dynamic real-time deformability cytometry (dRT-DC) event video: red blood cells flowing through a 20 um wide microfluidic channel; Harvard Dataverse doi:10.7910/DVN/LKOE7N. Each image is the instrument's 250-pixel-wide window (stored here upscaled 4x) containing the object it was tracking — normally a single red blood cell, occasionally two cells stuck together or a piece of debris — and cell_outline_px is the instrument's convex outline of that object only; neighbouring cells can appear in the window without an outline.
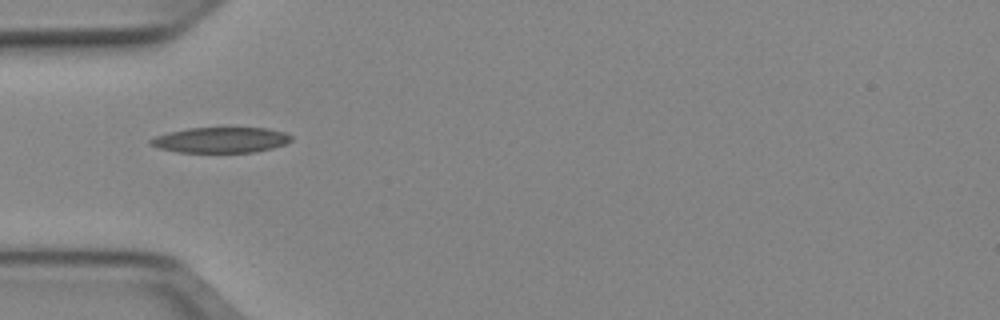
{"species": "Egyptian fruit bat (a non-hibernating species)", "species_latin": "Rousettus aegyptiacus", "temperature_condition": "cold", "stored_images_in_passage": 33, "camera_frame_rate_fps": 3000, "um_per_image_px": 0.085, "animal": {"sex": "female"}, "frame": {"image": 1, "passage_image": 1, "time_ms": 0.0, "image_size_px": [1000, 320], "cell_outline_px": [[292, 140], [284, 144], [272, 148], [252, 152], [176, 152], [160, 148], [148, 144], [148, 140], [156, 136], [168, 132], [188, 128], [268, 128], [284, 132], [292, 136]], "centroid_in_image_um": [18.74, 11.89], "position_along_channel_um": 66.3, "area_um2": 20.87}}
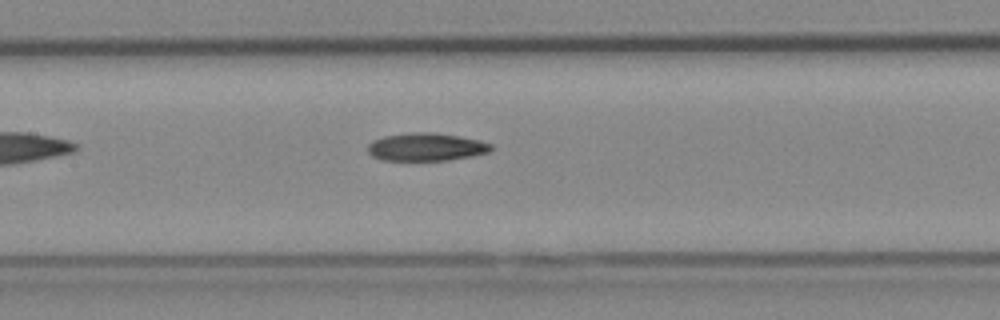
{"frame": {"image": 2, "passage_image": 9, "time_ms": 2.667, "image_size_px": [1000, 320], "cell_outline_px": [[492, 148], [488, 152], [472, 156], [448, 160], [380, 160], [372, 156], [368, 152], [368, 144], [372, 140], [384, 136], [412, 132], [432, 132], [460, 136], [480, 140], [492, 144]], "centroid_in_image_um": [36.21, 12.49], "position_along_channel_um": 171.2, "area_um2": 20.11}}
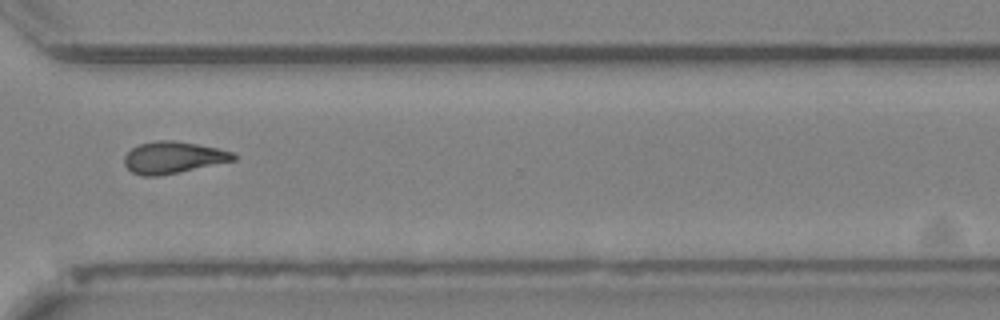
{"frame": {"image": 3, "passage_image": 23, "time_ms": 7.333, "image_size_px": [1000, 320], "cell_outline_px": [[236, 160], [180, 172], [160, 176], [140, 176], [132, 172], [124, 164], [124, 156], [132, 148], [140, 144], [156, 140], [172, 140], [196, 144], [216, 148], [232, 152], [236, 156]], "centroid_in_image_um": [14.69, 13.4], "position_along_channel_um": 355.9, "area_um2": 20.17}}